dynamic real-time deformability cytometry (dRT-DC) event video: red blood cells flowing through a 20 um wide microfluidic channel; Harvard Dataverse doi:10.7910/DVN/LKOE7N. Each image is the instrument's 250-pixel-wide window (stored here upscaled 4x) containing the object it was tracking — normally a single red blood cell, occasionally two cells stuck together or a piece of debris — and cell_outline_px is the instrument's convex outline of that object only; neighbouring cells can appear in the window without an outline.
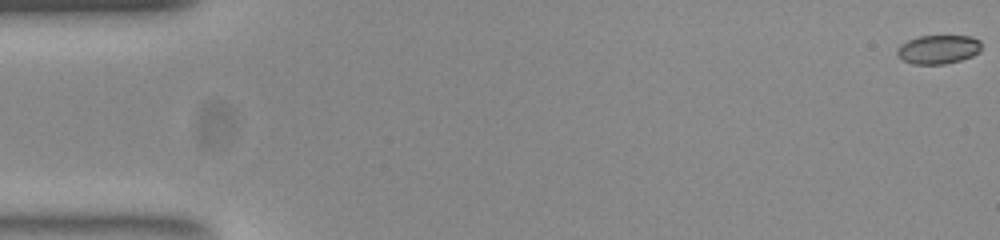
{"species": "common noctule bat (a hibernating species)", "species_latin": "Nyctalus noctula", "temperature_condition": "room temperature", "stored_images_in_passage": 55, "segment_of_instrument_passage": [1, 2], "camera_frame_rate_fps": 3000, "um_per_image_px": 0.085, "animal": {"sex": "female", "body_mass_g": 23.0, "forearm_length_mm": 53.4}, "frame": {"image": 1, "passage_image": 1, "time_ms": 0.0, "image_size_px": [1000, 240], "cell_outline_px": [[980, 52], [972, 56], [960, 60], [944, 64], [912, 64], [896, 56], [896, 48], [900, 44], [908, 40], [920, 36], [972, 36], [980, 40]], "centroid_in_image_um": [79.73, 4.2], "position_along_channel_um": 5.3, "area_um2": 14.28}}
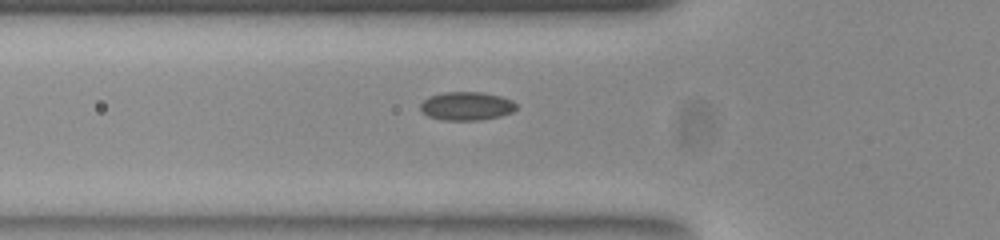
{"frame": {"image": 2, "passage_image": 19, "time_ms": 6.0, "image_size_px": [1000, 240], "cell_outline_px": [[516, 108], [512, 112], [500, 116], [480, 120], [444, 120], [428, 116], [420, 108], [420, 104], [428, 96], [444, 92], [484, 92], [500, 96], [512, 100], [516, 104]], "centroid_in_image_um": [39.66, 9.01], "position_along_channel_um": 86.1, "area_um2": 15.9}}
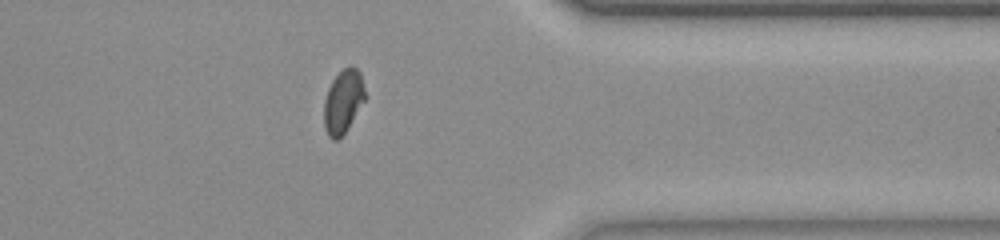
{"frame": {"image": 3, "passage_image": 43, "time_ms": 14.0, "image_size_px": [1000, 240], "cell_outline_px": [[364, 100], [344, 132], [336, 140], [332, 140], [328, 136], [324, 128], [324, 100], [328, 88], [332, 80], [348, 64], [352, 64], [360, 72], [364, 88]], "centroid_in_image_um": [29.14, 8.59], "position_along_channel_um": 382.3, "area_um2": 14.91}}